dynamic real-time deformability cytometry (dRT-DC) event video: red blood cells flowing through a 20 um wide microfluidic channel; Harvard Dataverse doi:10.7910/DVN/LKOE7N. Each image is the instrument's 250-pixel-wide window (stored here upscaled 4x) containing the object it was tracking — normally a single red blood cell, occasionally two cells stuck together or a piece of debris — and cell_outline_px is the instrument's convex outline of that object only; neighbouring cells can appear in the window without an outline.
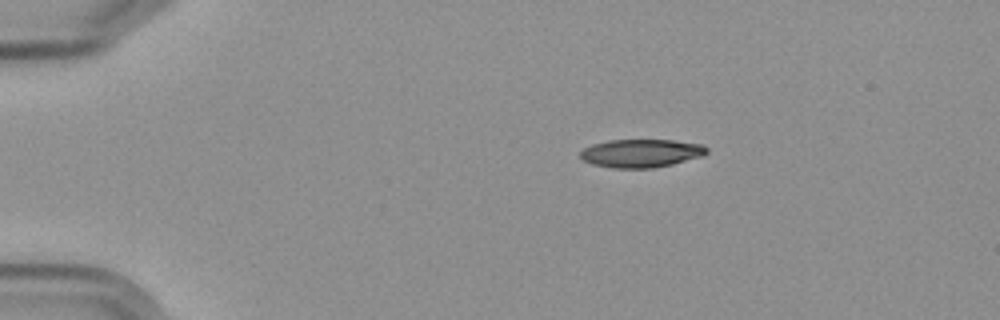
{"species": "Egyptian fruit bat (a non-hibernating species)", "species_latin": "Rousettus aegyptiacus", "temperature_condition": "cold", "stored_images_in_passage": 2, "camera_frame_rate_fps": 3000, "um_per_image_px": 0.085, "frame": {"image": 1, "passage_image": 1, "time_ms": 0.0, "image_size_px": [1000, 320], "cell_outline_px": [[708, 152], [704, 156], [672, 164], [652, 168], [612, 168], [592, 164], [584, 160], [580, 156], [580, 152], [584, 148], [592, 144], [608, 140], [672, 140], [704, 144], [708, 148]], "centroid_in_image_um": [54.53, 13.02], "position_along_channel_um": 30.5, "area_um2": 20.92}}